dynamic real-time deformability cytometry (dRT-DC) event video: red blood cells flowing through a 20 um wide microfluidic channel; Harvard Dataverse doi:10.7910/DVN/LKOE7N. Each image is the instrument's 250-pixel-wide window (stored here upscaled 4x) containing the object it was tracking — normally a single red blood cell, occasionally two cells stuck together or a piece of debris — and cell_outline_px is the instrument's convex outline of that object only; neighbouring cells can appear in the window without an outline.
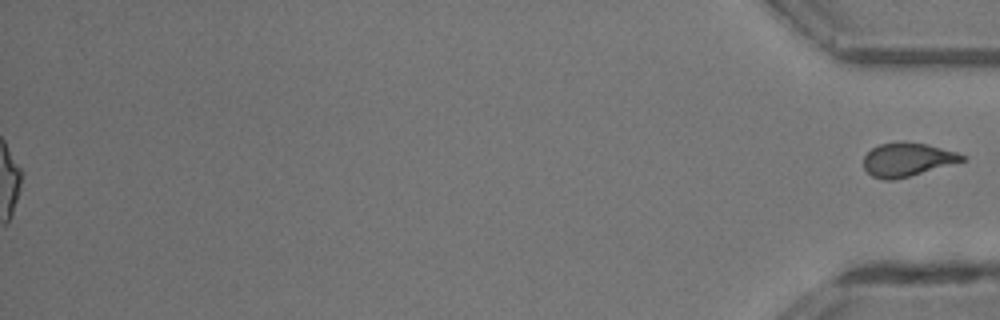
{"species": "common noctule bat (a hibernating species)", "species_latin": "Nyctalus noctula", "temperature_condition": "room temperature", "stored_images_in_passage": 31, "segment_of_instrument_passage": [2, 2], "camera_frame_rate_fps": 3000, "um_per_image_px": 0.085, "animal": {"sex": "male", "body_mass_g": 13.3}, "frame": {"image": 1, "passage_image": 31, "time_ms": 10.0, "image_size_px": [1000, 320], "cell_outline_px": [[968, 160], [908, 176], [892, 180], [884, 180], [872, 176], [864, 168], [864, 156], [872, 148], [880, 144], [928, 144], [956, 152], [964, 156]], "centroid_in_image_um": [77.13, 13.6], "position_along_channel_um": 358.1, "area_um2": 18.61}}